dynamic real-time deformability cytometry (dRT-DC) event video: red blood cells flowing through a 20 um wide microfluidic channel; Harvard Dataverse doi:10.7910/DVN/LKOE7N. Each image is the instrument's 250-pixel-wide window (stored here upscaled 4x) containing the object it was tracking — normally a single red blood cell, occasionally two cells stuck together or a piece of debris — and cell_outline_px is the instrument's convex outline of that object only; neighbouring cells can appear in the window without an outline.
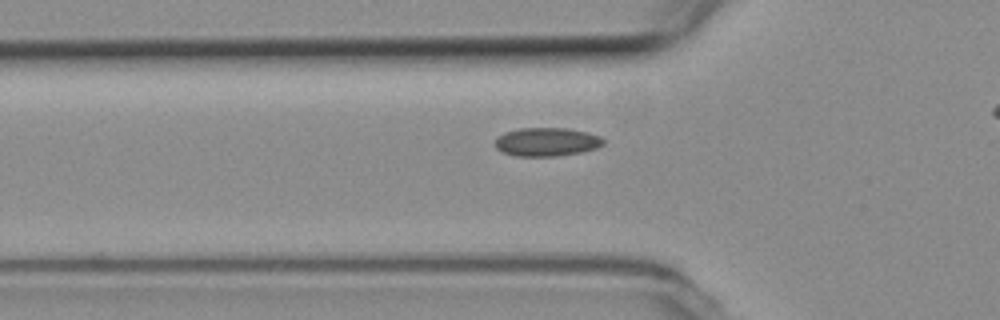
{"species": "common noctule bat (a hibernating species)", "species_latin": "Nyctalus noctula", "temperature_condition": "room temperature", "stored_images_in_passage": 39, "camera_frame_rate_fps": 3000, "um_per_image_px": 0.085, "animal": {"sex": "female", "body_mass_g": 19.3, "forearm_length_mm": 54.1}, "frame": {"image": 1, "passage_image": 13, "time_ms": 4.0, "image_size_px": [1000, 320], "cell_outline_px": [[604, 144], [596, 148], [580, 152], [556, 156], [516, 156], [504, 152], [496, 148], [496, 140], [504, 132], [520, 128], [568, 128], [588, 132], [600, 136], [604, 140]], "centroid_in_image_um": [46.5, 12.05], "position_along_channel_um": 79.3, "area_um2": 17.92}}
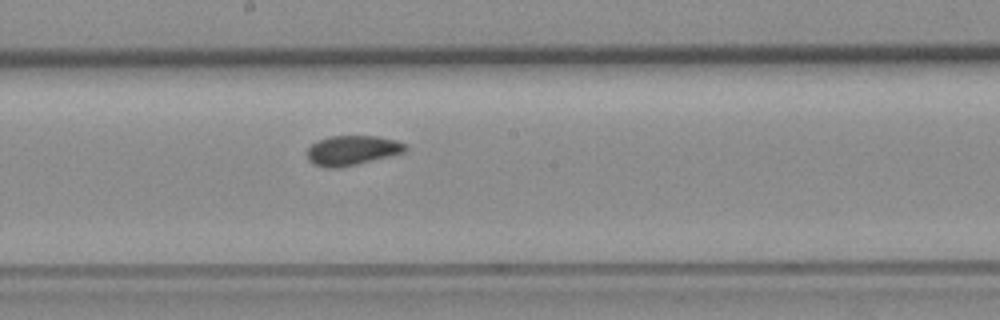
{"frame": {"image": 2, "passage_image": 24, "time_ms": 7.667, "image_size_px": [1000, 320], "cell_outline_px": [[408, 148], [404, 152], [356, 164], [336, 168], [332, 168], [316, 164], [308, 160], [308, 148], [316, 140], [328, 136], [376, 136], [396, 140], [404, 144]], "centroid_in_image_um": [29.92, 12.76], "position_along_channel_um": 218.3, "area_um2": 16.7}}
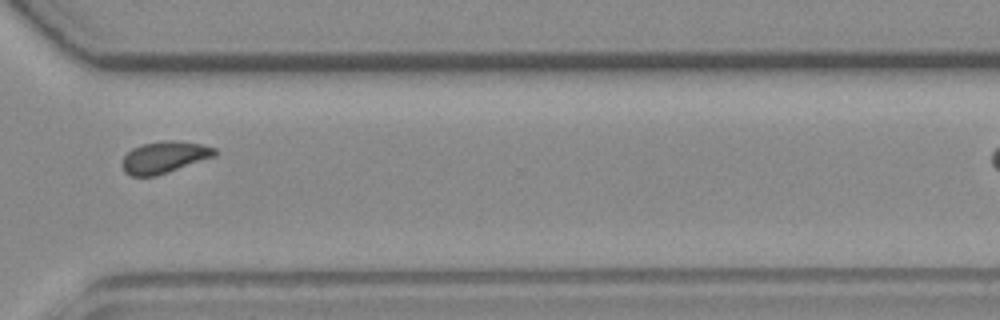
{"frame": {"image": 3, "passage_image": 35, "time_ms": 11.333, "image_size_px": [1000, 320], "cell_outline_px": [[216, 156], [156, 176], [132, 176], [124, 172], [120, 164], [124, 156], [132, 148], [144, 144], [164, 140], [172, 140], [200, 144], [216, 148]], "centroid_in_image_um": [13.94, 13.37], "position_along_channel_um": 356.7, "area_um2": 17.11}}